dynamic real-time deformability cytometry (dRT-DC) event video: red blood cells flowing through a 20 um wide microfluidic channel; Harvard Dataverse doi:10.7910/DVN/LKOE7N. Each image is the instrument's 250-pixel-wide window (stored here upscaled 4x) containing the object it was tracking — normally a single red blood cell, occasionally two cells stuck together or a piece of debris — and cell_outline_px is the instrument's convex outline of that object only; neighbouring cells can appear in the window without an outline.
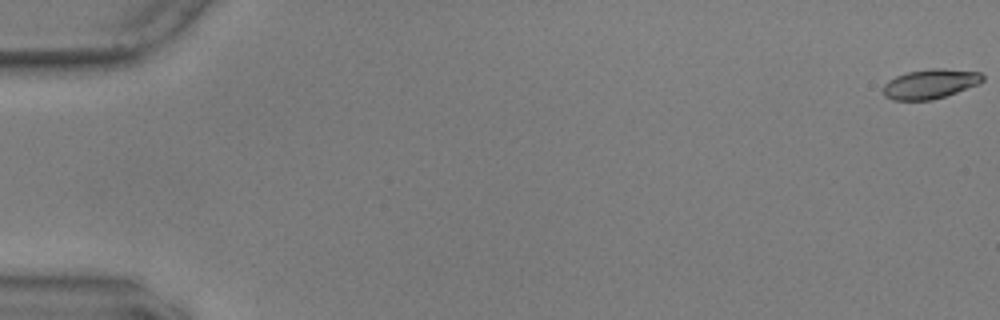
{"species": "common noctule bat (a hibernating species)", "species_latin": "Nyctalus noctula", "temperature_condition": "warm", "stored_images_in_passage": 15, "camera_frame_rate_fps": 3000, "um_per_image_px": 0.085, "animal": {"sex": "male", "body_mass_g": 17.9, "forearm_length_mm": 54.2}, "frame": {"image": 1, "passage_image": 1, "time_ms": 0.0, "image_size_px": [1000, 320], "cell_outline_px": [[984, 80], [980, 84], [932, 100], [892, 100], [884, 96], [884, 84], [888, 80], [896, 76], [908, 72], [932, 68], [944, 68], [980, 72], [984, 76]], "centroid_in_image_um": [79.08, 7.12], "position_along_channel_um": 5.9, "area_um2": 17.17}}